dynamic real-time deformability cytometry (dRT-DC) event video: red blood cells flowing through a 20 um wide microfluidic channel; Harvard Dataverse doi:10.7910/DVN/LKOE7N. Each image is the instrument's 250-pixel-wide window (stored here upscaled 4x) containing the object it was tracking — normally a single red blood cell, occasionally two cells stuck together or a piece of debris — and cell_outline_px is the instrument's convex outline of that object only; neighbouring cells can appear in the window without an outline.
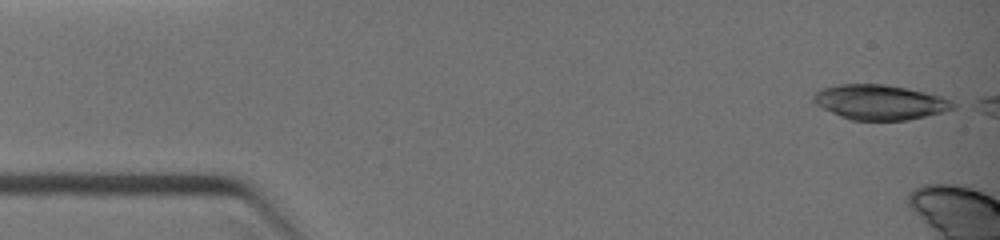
{"species": "common noctule bat (a hibernating species)", "species_latin": "Nyctalus noctula", "temperature_condition": "warm", "stored_images_in_passage": 5, "camera_frame_rate_fps": 3000, "um_per_image_px": 0.085, "animal": {"sex": "female", "body_mass_g": 19.0, "forearm_length_mm": 51.5}, "frame": {"image": 1, "passage_image": 1, "time_ms": 0.0, "image_size_px": [1000, 240], "cell_outline_px": [[960, 104], [956, 108], [944, 112], [908, 120], [852, 120], [840, 116], [816, 104], [812, 100], [812, 96], [820, 88], [836, 84], [884, 84], [924, 92], [940, 96], [952, 100]], "centroid_in_image_um": [74.82, 8.68], "position_along_channel_um": 10.2, "area_um2": 28.5}}